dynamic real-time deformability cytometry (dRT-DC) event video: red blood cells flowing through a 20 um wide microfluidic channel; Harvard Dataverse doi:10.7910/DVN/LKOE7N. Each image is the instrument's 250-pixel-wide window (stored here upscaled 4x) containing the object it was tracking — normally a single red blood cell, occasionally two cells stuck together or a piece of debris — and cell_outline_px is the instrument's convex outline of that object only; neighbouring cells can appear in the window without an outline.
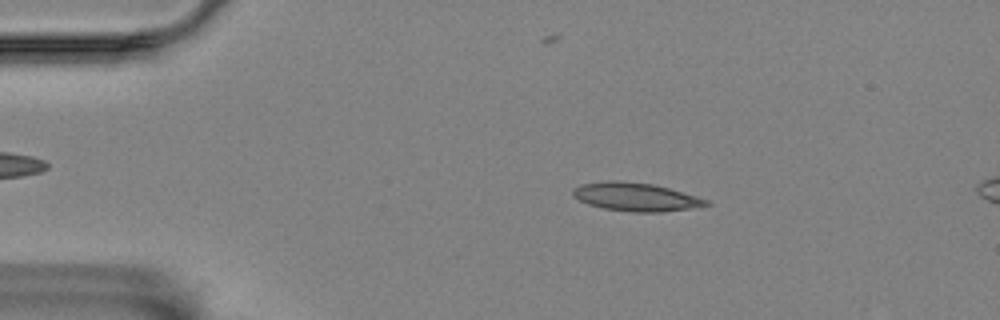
{"species": "Egyptian fruit bat (a non-hibernating species)", "species_latin": "Rousettus aegyptiacus", "temperature_condition": "room temperature", "stored_images_in_passage": 56, "camera_frame_rate_fps": 3000, "um_per_image_px": 0.085, "animal": {"sex": "female"}, "frame": {"image": 1, "passage_image": 10, "time_ms": 3.0, "image_size_px": [1000, 320], "cell_outline_px": [[712, 204], [696, 208], [660, 212], [632, 212], [604, 208], [588, 204], [572, 196], [572, 188], [580, 184], [608, 180], [616, 180], [652, 184], [668, 188], [696, 196], [708, 200]], "centroid_in_image_um": [54.03, 16.74], "position_along_channel_um": 31.0, "area_um2": 22.08}}
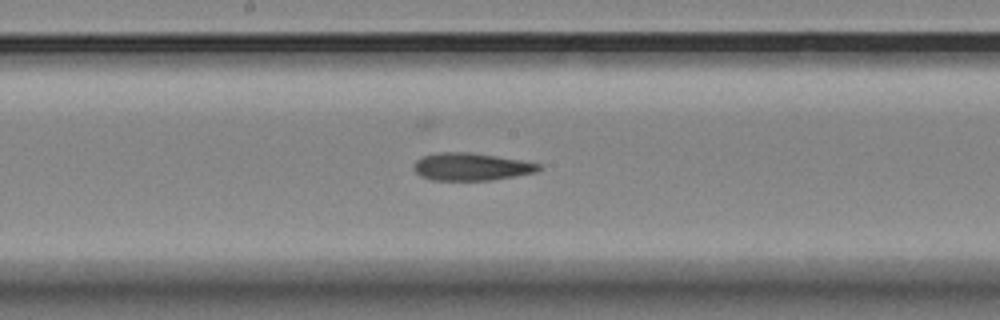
{"frame": {"image": 2, "passage_image": 29, "time_ms": 9.333, "image_size_px": [1000, 320], "cell_outline_px": [[540, 168], [536, 172], [516, 176], [492, 180], [432, 180], [420, 176], [412, 168], [412, 164], [416, 160], [424, 156], [440, 152], [468, 152], [496, 156], [520, 160], [540, 164]], "centroid_in_image_um": [40.01, 14.18], "position_along_channel_um": 208.2, "area_um2": 20.0}}
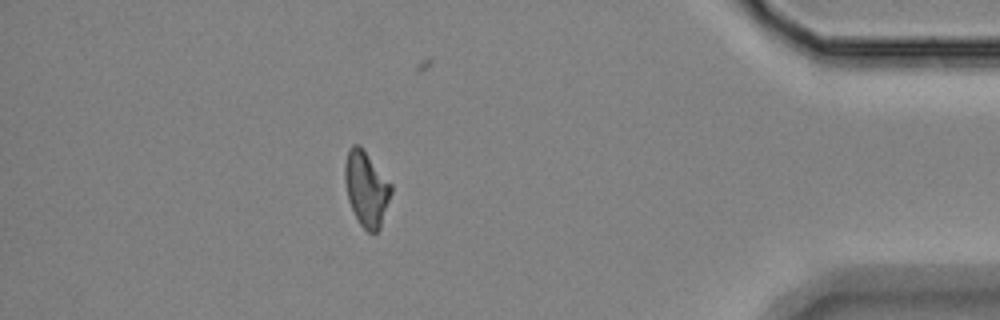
{"frame": {"image": 3, "passage_image": 49, "time_ms": 16.0, "image_size_px": [1000, 320], "cell_outline_px": [[392, 192], [380, 228], [376, 232], [368, 232], [360, 224], [348, 200], [344, 176], [344, 164], [348, 148], [352, 144], [360, 144], [392, 184]], "centroid_in_image_um": [31.13, 15.99], "position_along_channel_um": 404.1, "area_um2": 20.29}, "authors_computed_cell_mechanics": {"area_um2": 20.5479, "velocity_mm_per_s": 3.5591, "shape_relaxation_time_tau1_ms": null, "shape_relaxation_time_tau2_ms": 3.9538, "deformation_change_tau1": null, "deformation_change_tau2": 0.1372}}